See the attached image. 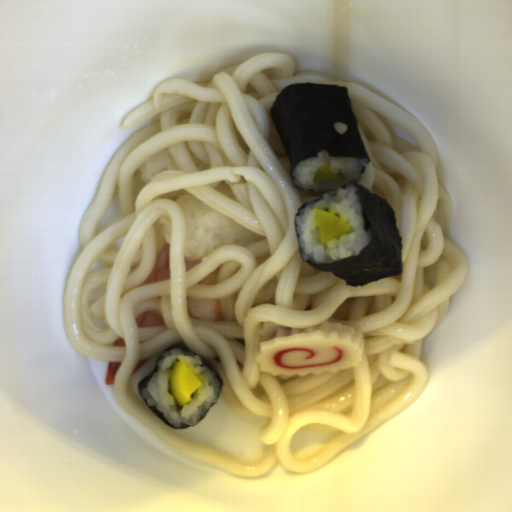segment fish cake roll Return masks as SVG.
<instances>
[{
  "mask_svg": "<svg viewBox=\"0 0 512 512\" xmlns=\"http://www.w3.org/2000/svg\"><path fill=\"white\" fill-rule=\"evenodd\" d=\"M257 362L261 372L282 379L355 368L363 359L365 337L342 323L291 328L264 321Z\"/></svg>",
  "mask_w": 512,
  "mask_h": 512,
  "instance_id": "1",
  "label": "fish cake roll"
}]
</instances>
